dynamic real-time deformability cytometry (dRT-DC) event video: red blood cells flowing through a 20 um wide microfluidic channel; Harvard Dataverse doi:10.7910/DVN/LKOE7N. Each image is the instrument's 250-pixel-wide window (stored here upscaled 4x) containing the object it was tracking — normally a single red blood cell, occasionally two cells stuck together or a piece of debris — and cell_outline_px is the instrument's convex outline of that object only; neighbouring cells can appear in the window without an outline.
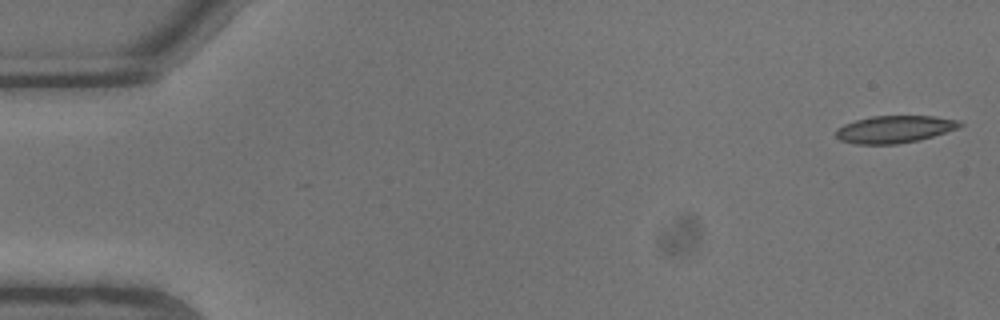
{"species": "common noctule bat (a hibernating species)", "species_latin": "Nyctalus noctula", "temperature_condition": "warm", "stored_images_in_passage": 9, "camera_frame_rate_fps": 3000, "um_per_image_px": 0.085, "animal": {"sex": "male", "body_mass_g": 13.3}, "frame": {"image": 1, "passage_image": 1, "time_ms": 0.0, "image_size_px": [1000, 320], "cell_outline_px": [[964, 124], [956, 128], [920, 140], [896, 144], [856, 144], [840, 140], [836, 136], [836, 128], [844, 124], [856, 120], [872, 116], [936, 116], [960, 120]], "centroid_in_image_um": [76.02, 10.98], "position_along_channel_um": 9.0, "area_um2": 19.65}}
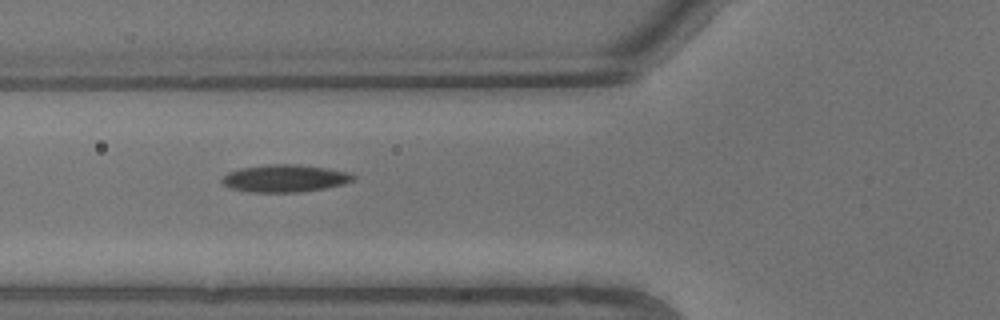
{"frame": {"image": 2, "passage_image": 8, "time_ms": 2.333, "image_size_px": [1000, 320], "cell_outline_px": [[356, 180], [344, 184], [324, 188], [300, 192], [248, 192], [228, 188], [220, 180], [228, 172], [240, 168], [268, 164], [296, 164], [324, 168], [348, 172], [356, 176]], "centroid_in_image_um": [24.2, 15.16], "position_along_channel_um": 101.6, "area_um2": 21.04}}
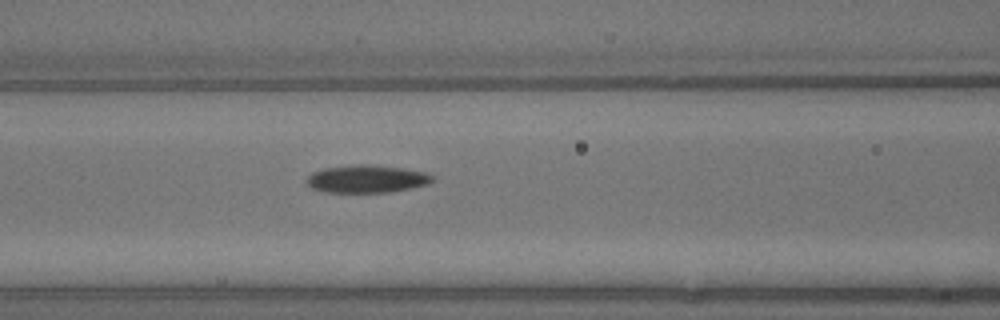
{"frame": {"image": 3, "passage_image": 9, "time_ms": 2.667, "image_size_px": [1000, 320], "cell_outline_px": [[436, 180], [428, 184], [412, 188], [392, 192], [324, 192], [312, 188], [304, 184], [304, 180], [312, 172], [324, 168], [360, 164], [368, 164], [404, 168], [428, 172], [436, 176]], "centroid_in_image_um": [31.21, 15.21], "position_along_channel_um": 135.4, "area_um2": 20.75}}